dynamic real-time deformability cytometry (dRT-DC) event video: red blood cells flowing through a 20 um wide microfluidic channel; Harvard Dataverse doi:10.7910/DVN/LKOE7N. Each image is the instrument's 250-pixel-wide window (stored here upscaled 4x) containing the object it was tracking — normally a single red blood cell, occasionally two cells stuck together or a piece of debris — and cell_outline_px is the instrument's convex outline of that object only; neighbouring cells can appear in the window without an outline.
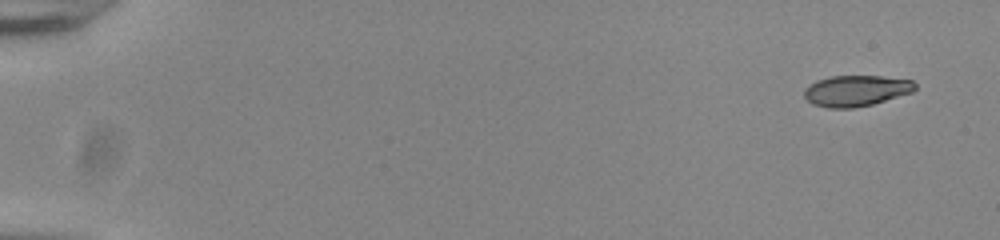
{"species": "common noctule bat (a hibernating species)", "species_latin": "Nyctalus noctula", "temperature_condition": "room temperature", "stored_images_in_passage": 53, "camera_frame_rate_fps": 3000, "um_per_image_px": 0.085, "animal": {"sex": "male", "body_mass_g": 20.0, "forearm_length_mm": 53.3}, "frame": {"image": 1, "passage_image": 1, "time_ms": 0.0, "image_size_px": [1000, 240], "cell_outline_px": [[916, 88], [912, 92], [872, 104], [852, 108], [828, 108], [812, 104], [804, 96], [804, 88], [816, 80], [832, 76], [880, 76], [912, 80], [916, 84]], "centroid_in_image_um": [72.74, 7.71], "position_along_channel_um": 12.3, "area_um2": 19.94}}
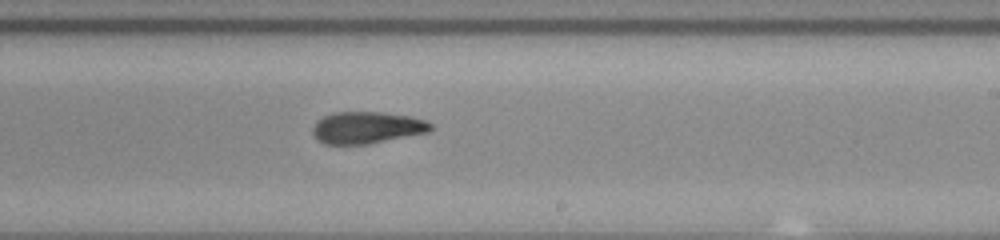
{"frame": {"image": 2, "passage_image": 33, "time_ms": 10.667, "image_size_px": [1000, 240], "cell_outline_px": [[432, 128], [428, 132], [368, 144], [324, 144], [312, 132], [312, 128], [316, 120], [332, 112], [380, 112], [408, 116], [424, 120], [432, 124]], "centroid_in_image_um": [31.16, 10.84], "position_along_channel_um": 257.8, "area_um2": 21.73}}
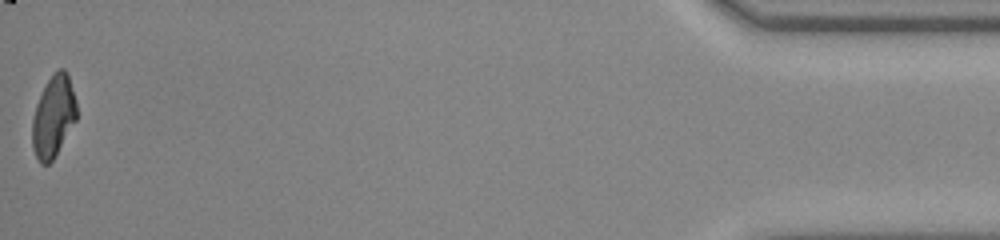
{"frame": {"image": 3, "passage_image": 53, "time_ms": 17.333, "image_size_px": [1000, 240], "cell_outline_px": [[76, 120], [52, 160], [48, 164], [40, 164], [32, 148], [32, 120], [36, 104], [48, 80], [60, 68], [64, 68], [68, 72], [76, 100]], "centroid_in_image_um": [4.54, 9.9], "position_along_channel_um": 430.7, "area_um2": 20.87}, "authors_computed_cell_mechanics": {"area_um2": 21.7906, "velocity_mm_per_s": 3.8498, "shape_relaxation_time_tau1_ms": null, "shape_relaxation_time_tau2_ms": 2.8982, "deformation_change_tau1": null, "deformation_change_tau2": 0.0956}}